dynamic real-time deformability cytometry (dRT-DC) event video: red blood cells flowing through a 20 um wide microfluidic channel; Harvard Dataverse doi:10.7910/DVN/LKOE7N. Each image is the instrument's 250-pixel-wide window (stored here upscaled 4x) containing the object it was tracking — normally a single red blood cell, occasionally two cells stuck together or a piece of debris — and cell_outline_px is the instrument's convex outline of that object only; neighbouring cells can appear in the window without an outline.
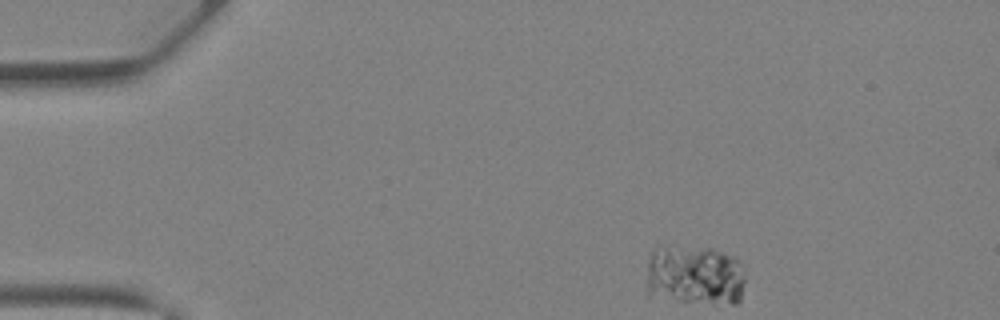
{"species": "Egyptian fruit bat (a non-hibernating species)", "species_latin": "Rousettus aegyptiacus", "temperature_condition": "warm", "stored_images_in_passage": 38, "camera_frame_rate_fps": 3000, "um_per_image_px": 0.085, "animal": {"sex": "female"}, "frame": {"image": 1, "passage_image": 1, "time_ms": 0.0, "image_size_px": [1000, 320], "cell_outline_px": [[744, 280], [740, 300], [736, 304], [732, 304], [680, 300], [648, 296], [648, 260], [652, 252], [656, 248], [712, 248], [732, 256], [744, 268]], "centroid_in_image_um": [59.08, 23.42], "position_along_channel_um": 25.9, "area_um2": 34.16}}
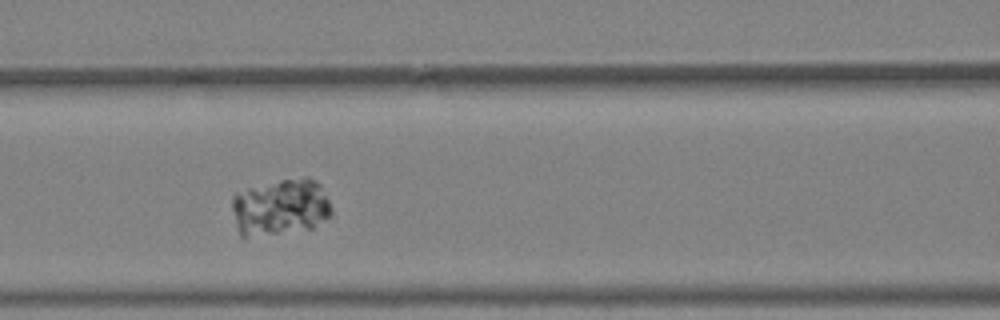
{"frame": {"image": 2, "passage_image": 13, "time_ms": 4.0, "image_size_px": [1000, 320], "cell_outline_px": [[332, 216], [312, 228], [244, 236], [240, 236], [236, 224], [232, 208], [232, 196], [236, 192], [248, 188], [280, 180], [304, 176], [308, 176], [316, 180], [320, 184], [332, 208]], "centroid_in_image_um": [23.86, 17.57], "position_along_channel_um": 142.7, "area_um2": 32.66}}
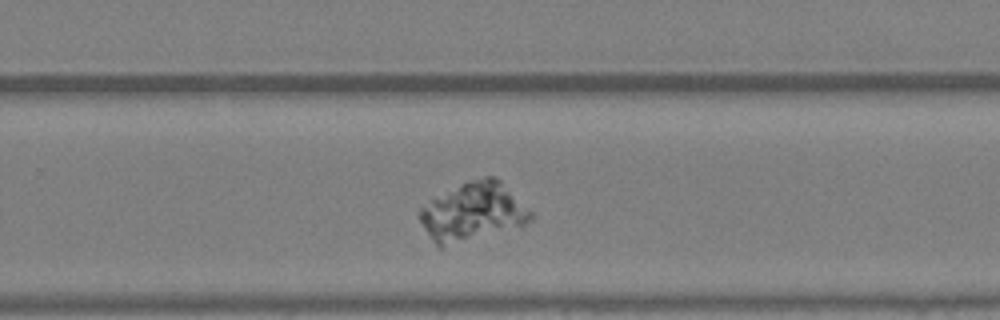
{"frame": {"image": 3, "passage_image": 22, "time_ms": 7.0, "image_size_px": [1000, 320], "cell_outline_px": [[536, 216], [532, 220], [524, 224], [440, 248], [436, 248], [424, 228], [420, 220], [420, 208], [432, 200], [460, 184], [484, 176], [496, 176]], "centroid_in_image_um": [40.2, 18.01], "position_along_channel_um": 289.6, "area_um2": 36.99}}